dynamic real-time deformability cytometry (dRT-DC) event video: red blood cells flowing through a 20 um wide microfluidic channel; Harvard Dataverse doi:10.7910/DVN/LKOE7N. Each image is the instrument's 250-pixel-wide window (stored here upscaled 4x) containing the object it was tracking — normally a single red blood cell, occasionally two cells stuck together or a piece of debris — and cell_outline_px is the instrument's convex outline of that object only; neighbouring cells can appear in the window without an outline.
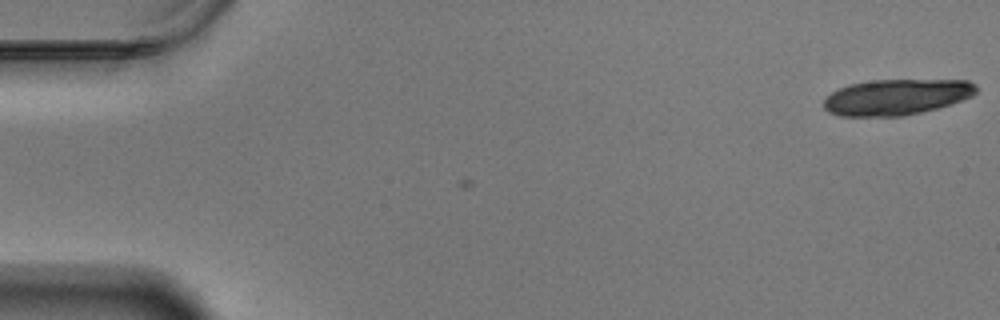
{"species": "Egyptian fruit bat (a non-hibernating species)", "species_latin": "Rousettus aegyptiacus", "temperature_condition": "warm", "stored_images_in_passage": 8, "camera_frame_rate_fps": 3000, "um_per_image_px": 0.085, "animal": {"sex": "male"}, "frame": {"image": 1, "passage_image": 8, "time_ms": 2.333, "image_size_px": [1000, 320], "cell_outline_px": [[976, 92], [972, 96], [952, 104], [920, 112], [900, 116], [840, 116], [828, 112], [824, 108], [824, 100], [832, 92], [848, 84], [872, 80], [968, 80], [976, 84]], "centroid_in_image_um": [76.2, 8.24], "position_along_channel_um": 8.8, "area_um2": 31.79}}